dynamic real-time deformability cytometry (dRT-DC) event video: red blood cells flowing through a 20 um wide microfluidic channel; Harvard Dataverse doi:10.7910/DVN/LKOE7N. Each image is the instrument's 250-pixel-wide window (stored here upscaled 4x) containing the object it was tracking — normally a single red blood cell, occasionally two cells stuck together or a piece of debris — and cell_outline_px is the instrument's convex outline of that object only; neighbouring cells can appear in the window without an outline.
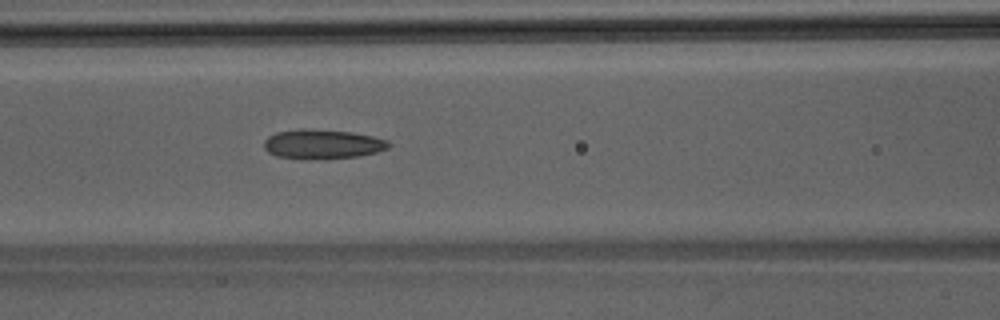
{"species": "Egyptian fruit bat (a non-hibernating species)", "species_latin": "Rousettus aegyptiacus", "temperature_condition": "room temperature", "stored_images_in_passage": 31, "camera_frame_rate_fps": 3000, "um_per_image_px": 0.085, "animal": {"sex": "male"}, "frame": {"image": 1, "passage_image": 8, "time_ms": 2.333, "image_size_px": [1000, 320], "cell_outline_px": [[392, 144], [388, 148], [376, 152], [360, 156], [308, 160], [276, 156], [268, 152], [264, 148], [264, 140], [268, 136], [276, 132], [300, 128], [352, 132], [372, 136], [388, 140]], "centroid_in_image_um": [27.39, 12.25], "position_along_channel_um": 139.2, "area_um2": 21.62}}
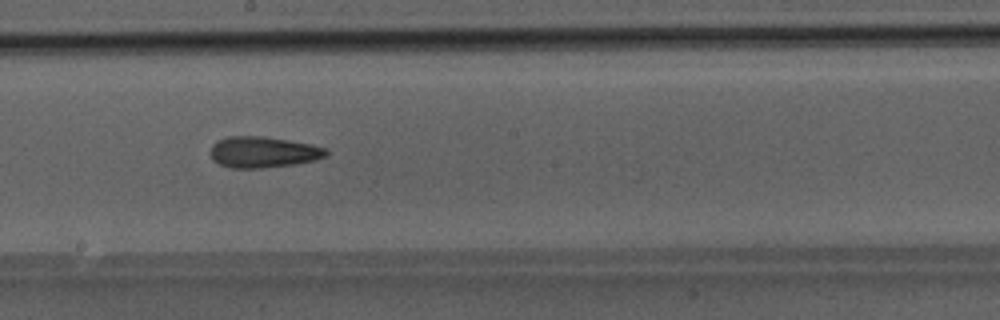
{"frame": {"image": 2, "passage_image": 14, "time_ms": 4.333, "image_size_px": [1000, 320], "cell_outline_px": [[328, 156], [296, 164], [260, 168], [232, 168], [220, 164], [212, 160], [212, 144], [216, 140], [228, 136], [260, 136], [288, 140], [312, 144], [328, 148]], "centroid_in_image_um": [22.39, 12.92], "position_along_channel_um": 225.8, "area_um2": 20.98}}
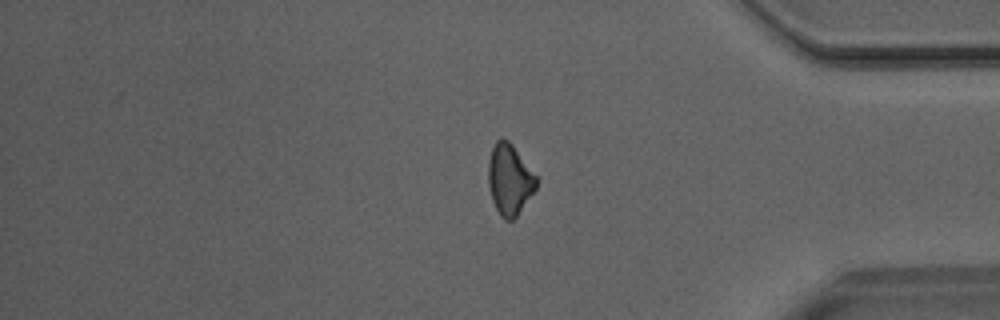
{"frame": {"image": 3, "passage_image": 27, "time_ms": 8.667, "image_size_px": [1000, 320], "cell_outline_px": [[536, 188], [516, 216], [512, 220], [504, 220], [500, 216], [492, 200], [488, 184], [488, 160], [492, 148], [496, 140], [500, 136], [504, 136], [512, 144], [536, 176]], "centroid_in_image_um": [43.28, 15.23], "position_along_channel_um": 391.9, "area_um2": 19.71}}